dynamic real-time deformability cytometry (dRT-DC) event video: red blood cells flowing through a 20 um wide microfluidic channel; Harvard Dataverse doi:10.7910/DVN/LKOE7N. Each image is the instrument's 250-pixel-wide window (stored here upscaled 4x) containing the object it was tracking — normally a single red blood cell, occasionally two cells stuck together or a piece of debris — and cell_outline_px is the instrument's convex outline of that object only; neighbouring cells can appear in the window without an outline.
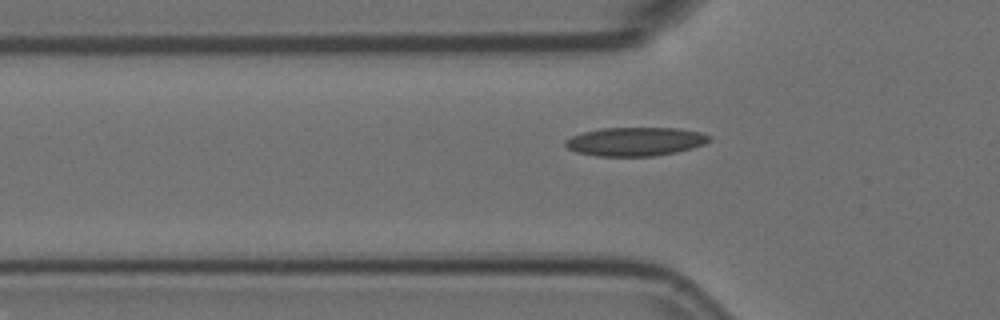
{"species": "Egyptian fruit bat (a non-hibernating species)", "species_latin": "Rousettus aegyptiacus", "temperature_condition": "room temperature", "stored_images_in_passage": 5, "segment_of_instrument_passage": [2, 2], "camera_frame_rate_fps": 3000, "um_per_image_px": 0.085, "animal": {"sex": "female"}, "frame": {"image": 1, "passage_image": 5, "time_ms": 1.333, "image_size_px": [1000, 320], "cell_outline_px": [[712, 140], [704, 144], [692, 148], [676, 152], [652, 156], [596, 156], [576, 152], [568, 148], [564, 144], [564, 140], [572, 136], [584, 132], [600, 128], [676, 128], [700, 132], [712, 136]], "centroid_in_image_um": [54.01, 12.03], "position_along_channel_um": 71.8, "area_um2": 24.1}}